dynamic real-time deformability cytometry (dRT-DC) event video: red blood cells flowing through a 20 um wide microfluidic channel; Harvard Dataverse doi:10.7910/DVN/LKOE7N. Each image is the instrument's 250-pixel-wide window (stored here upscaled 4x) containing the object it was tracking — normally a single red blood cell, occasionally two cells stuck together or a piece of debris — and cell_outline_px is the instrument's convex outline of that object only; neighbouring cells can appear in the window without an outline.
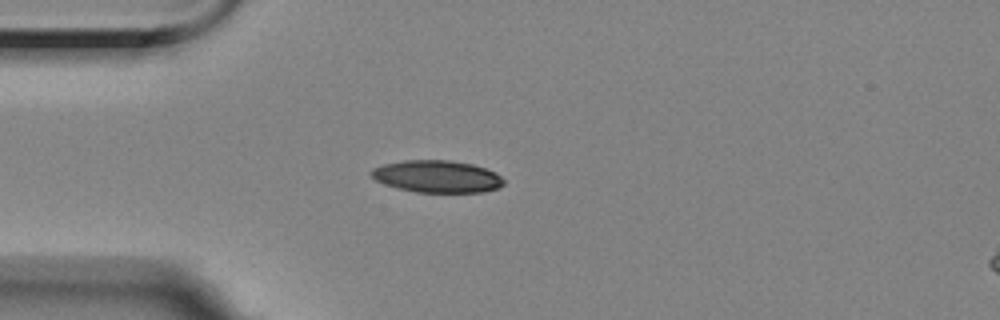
{"species": "Egyptian fruit bat (a non-hibernating species)", "species_latin": "Rousettus aegyptiacus", "temperature_condition": "room temperature", "stored_images_in_passage": 43, "camera_frame_rate_fps": 3000, "um_per_image_px": 0.085, "animal": {"sex": "female"}, "frame": {"image": 1, "passage_image": 1, "time_ms": 0.0, "image_size_px": [1000, 320], "cell_outline_px": [[504, 184], [496, 188], [484, 192], [416, 192], [396, 188], [384, 184], [376, 180], [368, 172], [372, 168], [384, 164], [404, 160], [448, 160], [472, 164], [496, 172], [504, 180]], "centroid_in_image_um": [37.12, 15.0], "position_along_channel_um": 47.9, "area_um2": 24.85}}
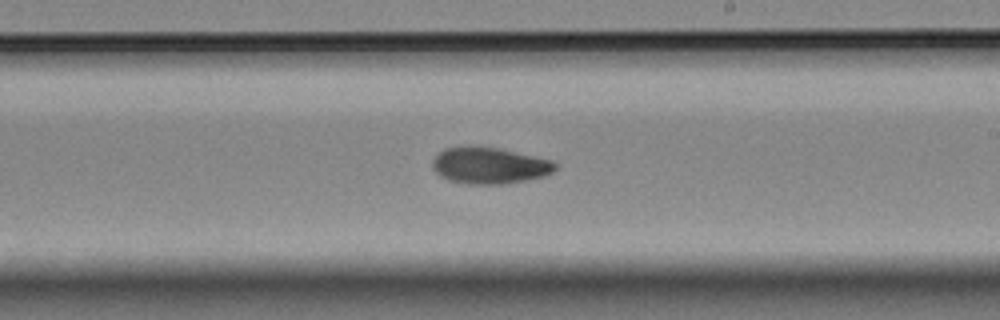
{"frame": {"image": 2, "passage_image": 19, "time_ms": 6.0, "image_size_px": [1000, 320], "cell_outline_px": [[556, 168], [552, 172], [544, 176], [504, 184], [468, 184], [448, 180], [440, 176], [432, 168], [432, 160], [444, 148], [496, 148], [552, 160], [556, 164]], "centroid_in_image_um": [41.59, 14.1], "position_along_channel_um": 247.4, "area_um2": 25.43}}
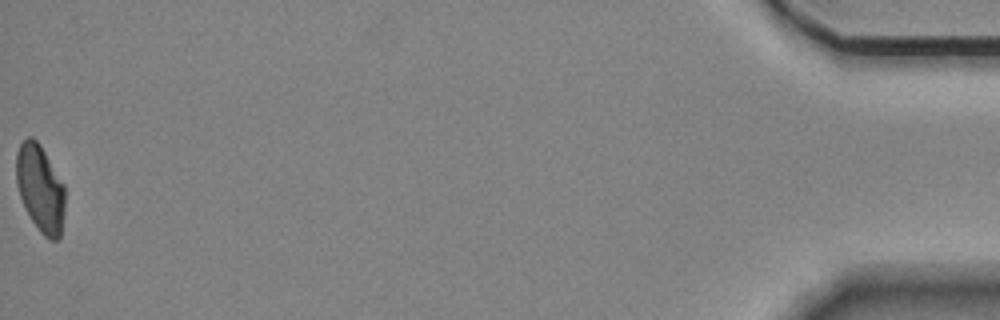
{"frame": {"image": 3, "passage_image": 43, "time_ms": 14.0, "image_size_px": [1000, 320], "cell_outline_px": [[64, 212], [60, 240], [52, 240], [44, 236], [40, 232], [32, 220], [20, 196], [16, 184], [16, 152], [20, 144], [28, 136], [32, 136], [40, 144], [64, 184]], "centroid_in_image_um": [3.42, 16.01], "position_along_channel_um": 431.8, "area_um2": 24.68}, "authors_computed_cell_mechanics": {"area_um2": 25.6054, "velocity_mm_per_s": 3.5225, "shape_relaxation_time_tau1_ms": 6.9322, "shape_relaxation_time_tau2_ms": 11.281, "deformation_change_tau1": 0.1544, "deformation_change_tau2": 0.1567}}